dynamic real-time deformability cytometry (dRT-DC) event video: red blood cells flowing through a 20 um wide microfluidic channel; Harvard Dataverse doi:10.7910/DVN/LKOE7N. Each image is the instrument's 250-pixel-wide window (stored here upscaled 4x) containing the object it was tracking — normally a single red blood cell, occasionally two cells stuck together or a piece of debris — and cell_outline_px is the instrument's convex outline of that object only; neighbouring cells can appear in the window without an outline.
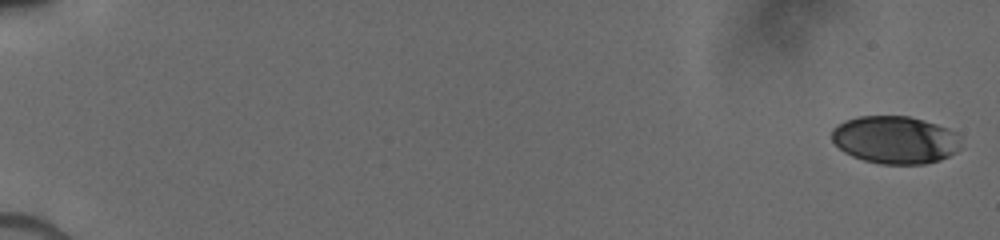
{"species": "human", "species_latin": "Homo sapiens", "temperature_condition": "cold", "stored_images_in_passage": 8, "camera_frame_rate_fps": 3000, "um_per_image_px": 0.085, "donor": {"sex": "male"}, "frame": {"image": 1, "passage_image": 1, "time_ms": 0.0, "image_size_px": [1000, 240], "cell_outline_px": [[960, 136], [956, 152], [940, 160], [924, 164], [880, 164], [864, 160], [852, 156], [844, 152], [832, 140], [832, 128], [836, 124], [844, 120], [856, 116], [908, 116], [924, 120], [936, 124], [956, 132]], "centroid_in_image_um": [76.05, 11.88], "position_along_channel_um": 9.0, "area_um2": 35.95}}
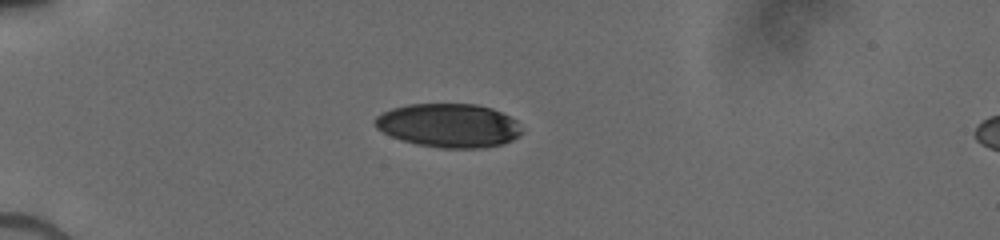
{"frame": {"image": 2, "passage_image": 6, "time_ms": 5.0, "image_size_px": [1000, 240], "cell_outline_px": [[524, 132], [520, 136], [504, 144], [484, 148], [440, 148], [416, 144], [392, 136], [376, 128], [372, 120], [376, 116], [392, 108], [408, 104], [476, 104], [492, 108], [516, 120]], "centroid_in_image_um": [38.17, 10.67], "position_along_channel_um": 46.8, "area_um2": 37.63}}
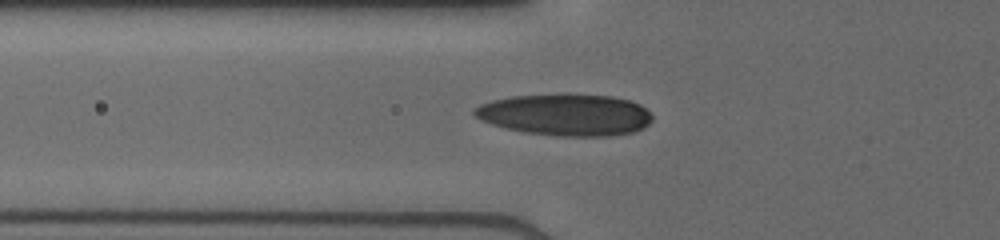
{"frame": {"image": 3, "passage_image": 8, "time_ms": 6.667, "image_size_px": [1000, 240], "cell_outline_px": [[652, 120], [644, 128], [632, 132], [608, 136], [556, 136], [524, 132], [504, 128], [480, 120], [472, 112], [472, 108], [480, 104], [492, 100], [512, 96], [564, 92], [568, 92], [612, 96], [628, 100], [640, 104], [652, 116]], "centroid_in_image_um": [48.04, 9.73], "position_along_channel_um": 77.8, "area_um2": 44.04}}